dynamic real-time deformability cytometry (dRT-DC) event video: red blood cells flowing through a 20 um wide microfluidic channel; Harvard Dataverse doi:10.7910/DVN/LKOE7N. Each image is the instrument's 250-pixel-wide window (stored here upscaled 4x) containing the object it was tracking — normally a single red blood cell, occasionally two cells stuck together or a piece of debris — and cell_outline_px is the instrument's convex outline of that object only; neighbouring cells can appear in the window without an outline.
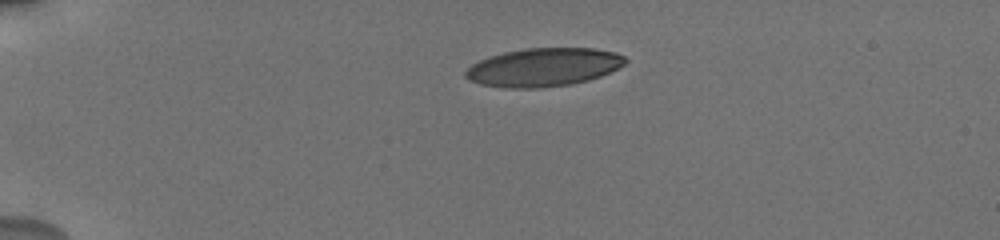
{"species": "human", "species_latin": "Homo sapiens", "temperature_condition": "cold", "stored_images_in_passage": 36, "camera_frame_rate_fps": 3000, "um_per_image_px": 0.085, "donor": {"sex": "male"}, "frame": {"image": 1, "passage_image": 1, "time_ms": 0.0, "image_size_px": [1000, 240], "cell_outline_px": [[628, 60], [624, 64], [600, 76], [588, 80], [572, 84], [540, 88], [504, 88], [480, 84], [468, 80], [464, 76], [464, 72], [472, 64], [480, 60], [504, 52], [524, 48], [596, 48], [616, 52], [624, 56]], "centroid_in_image_um": [46.19, 5.72], "position_along_channel_um": 38.8, "area_um2": 35.78}}
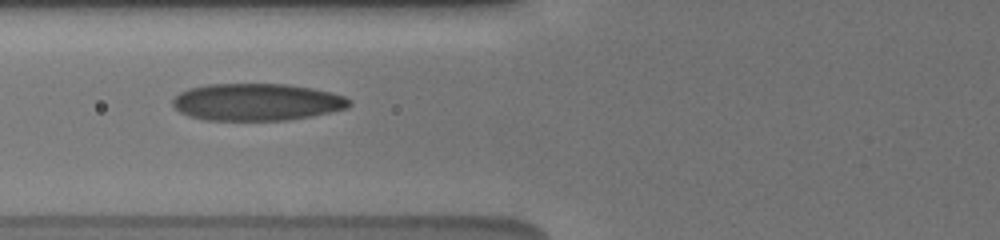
{"frame": {"image": 2, "passage_image": 7, "time_ms": 3.333, "image_size_px": [1000, 240], "cell_outline_px": [[352, 104], [348, 108], [312, 116], [288, 120], [204, 120], [188, 116], [180, 112], [172, 104], [172, 100], [180, 92], [188, 88], [208, 84], [288, 84], [312, 88], [332, 92], [344, 96], [352, 100]], "centroid_in_image_um": [21.85, 8.67], "position_along_channel_um": 104.0, "area_um2": 38.49}}
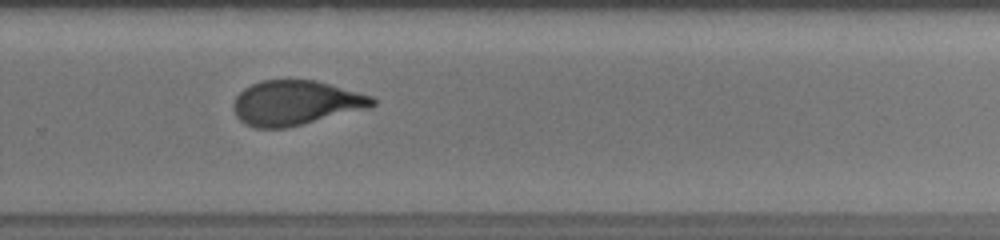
{"frame": {"image": 3, "passage_image": 20, "time_ms": 8.667, "image_size_px": [1000, 240], "cell_outline_px": [[376, 104], [368, 108], [288, 128], [256, 128], [244, 124], [236, 116], [232, 108], [232, 104], [236, 96], [244, 88], [260, 80], [316, 80], [372, 96], [376, 100]], "centroid_in_image_um": [25.1, 8.75], "position_along_channel_um": 304.7, "area_um2": 36.3}, "authors_computed_cell_mechanics": {"area_um2": 36.3851, "velocity_mm_per_s": 3.7614, "shape_relaxation_time_tau1_ms": 3.6305, "shape_relaxation_time_tau2_ms": 0.9828, "deformation_change_tau1": 0.1497, "deformation_change_tau2": 0.0662}}